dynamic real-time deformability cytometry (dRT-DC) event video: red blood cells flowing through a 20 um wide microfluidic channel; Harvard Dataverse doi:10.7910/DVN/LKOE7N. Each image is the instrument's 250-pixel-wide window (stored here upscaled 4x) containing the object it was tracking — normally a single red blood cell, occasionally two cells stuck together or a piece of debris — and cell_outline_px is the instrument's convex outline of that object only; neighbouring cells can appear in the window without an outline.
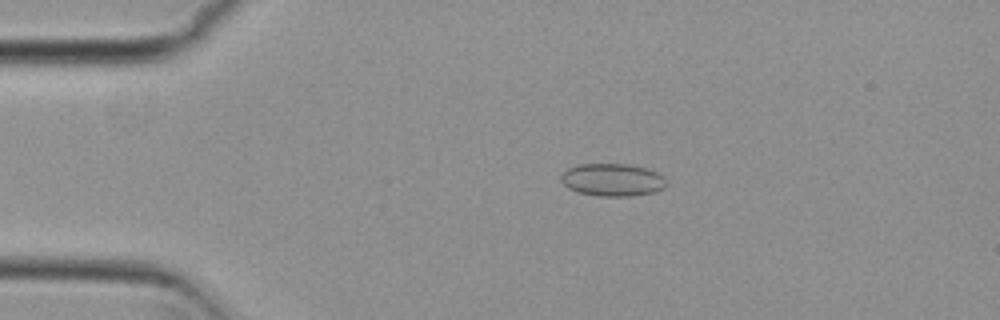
{"species": "common noctule bat (a hibernating species)", "species_latin": "Nyctalus noctula", "temperature_condition": "cold", "stored_images_in_passage": 51, "camera_frame_rate_fps": 3000, "um_per_image_px": 0.085, "animal": {"sex": "female", "body_mass_g": 29.2, "forearm_length_mm": 56.3}, "frame": {"image": 1, "passage_image": 7, "time_ms": 2.0, "image_size_px": [1000, 320], "cell_outline_px": [[668, 184], [664, 188], [656, 192], [632, 196], [596, 196], [580, 192], [568, 188], [560, 180], [560, 176], [568, 168], [576, 164], [628, 164], [648, 168], [664, 176]], "centroid_in_image_um": [52.09, 15.28], "position_along_channel_um": 32.9, "area_um2": 20.29}}
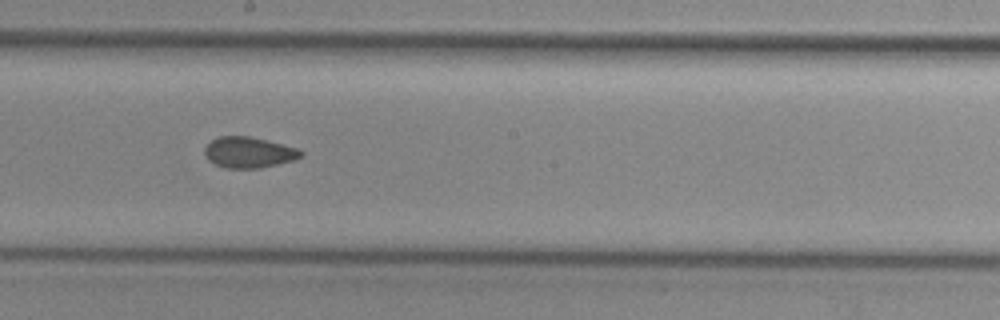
{"frame": {"image": 2, "passage_image": 26, "time_ms": 8.333, "image_size_px": [1000, 320], "cell_outline_px": [[304, 156], [296, 160], [260, 168], [224, 168], [208, 160], [204, 152], [204, 148], [212, 140], [220, 136], [248, 136], [296, 148], [304, 152]], "centroid_in_image_um": [21.16, 12.97], "position_along_channel_um": 227.0, "area_um2": 17.22}}
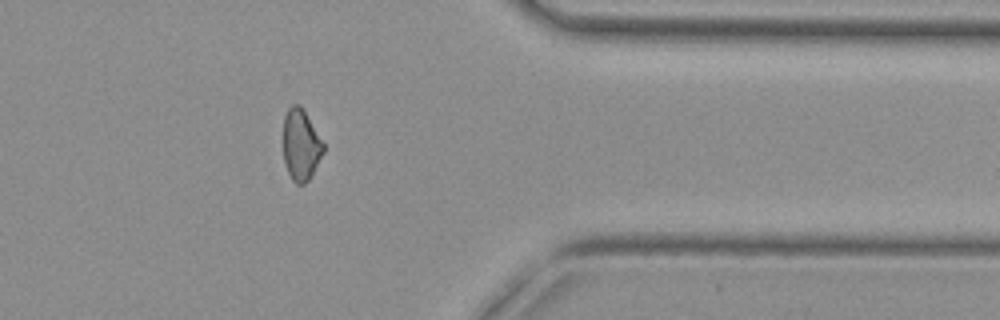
{"frame": {"image": 3, "passage_image": 40, "time_ms": 13.0, "image_size_px": [1000, 320], "cell_outline_px": [[324, 152], [312, 176], [304, 184], [296, 184], [292, 180], [284, 164], [280, 140], [284, 116], [288, 108], [292, 104], [300, 104], [324, 144]], "centroid_in_image_um": [25.51, 12.32], "position_along_channel_um": 385.9, "area_um2": 17.34}, "authors_computed_cell_mechanics": {"area_um2": 17.6868, "velocity_mm_per_s": 3.7601, "shape_relaxation_time_tau1_ms": null, "shape_relaxation_time_tau2_ms": 3.3141, "deformation_change_tau1": null, "deformation_change_tau2": 0.0864}}